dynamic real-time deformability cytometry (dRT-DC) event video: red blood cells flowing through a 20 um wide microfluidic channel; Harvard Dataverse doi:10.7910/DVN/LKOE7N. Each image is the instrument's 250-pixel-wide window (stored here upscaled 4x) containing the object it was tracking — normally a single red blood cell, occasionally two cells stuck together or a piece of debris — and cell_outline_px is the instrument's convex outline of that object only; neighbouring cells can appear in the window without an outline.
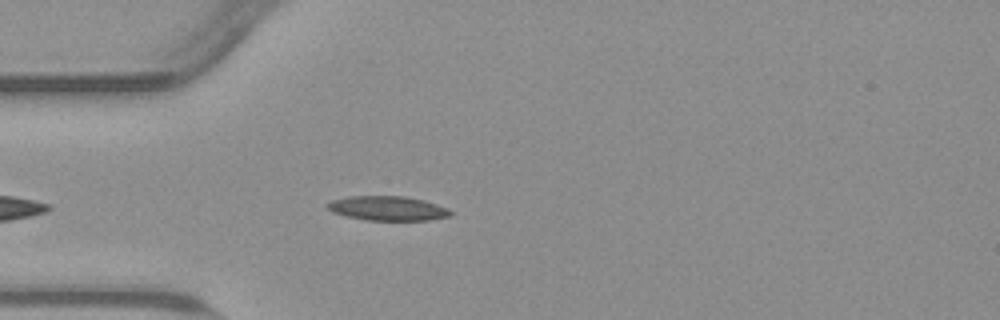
{"species": "common noctule bat (a hibernating species)", "species_latin": "Nyctalus noctula", "temperature_condition": "warm", "stored_images_in_passage": 30, "camera_frame_rate_fps": 3000, "um_per_image_px": 0.085, "animal": {"sex": "male", "body_mass_g": 23.1, "forearm_length_mm": 52.7}, "frame": {"image": 1, "passage_image": 5, "time_ms": 1.333, "image_size_px": [1000, 320], "cell_outline_px": [[452, 212], [448, 216], [428, 220], [364, 220], [332, 212], [328, 208], [328, 204], [332, 200], [348, 196], [404, 196], [436, 204], [448, 208]], "centroid_in_image_um": [32.93, 17.71], "position_along_channel_um": 52.1, "area_um2": 17.22}}
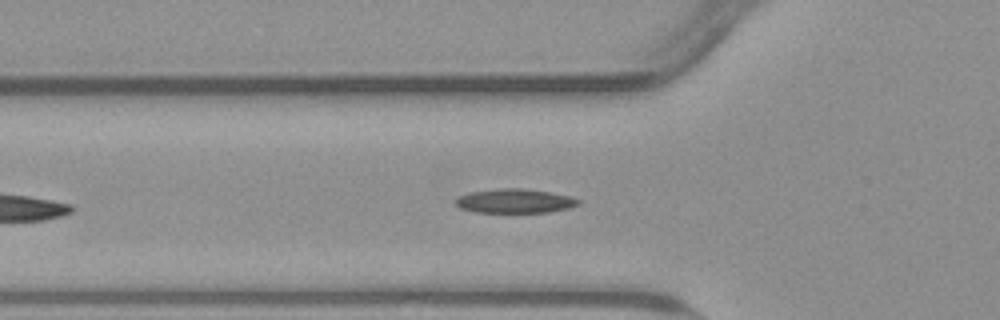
{"frame": {"image": 2, "passage_image": 8, "time_ms": 2.333, "image_size_px": [1000, 320], "cell_outline_px": [[580, 204], [568, 208], [548, 212], [476, 212], [460, 208], [452, 200], [468, 192], [500, 188], [524, 188], [548, 192], [568, 196], [580, 200]], "centroid_in_image_um": [43.71, 17.08], "position_along_channel_um": 82.1, "area_um2": 17.22}}
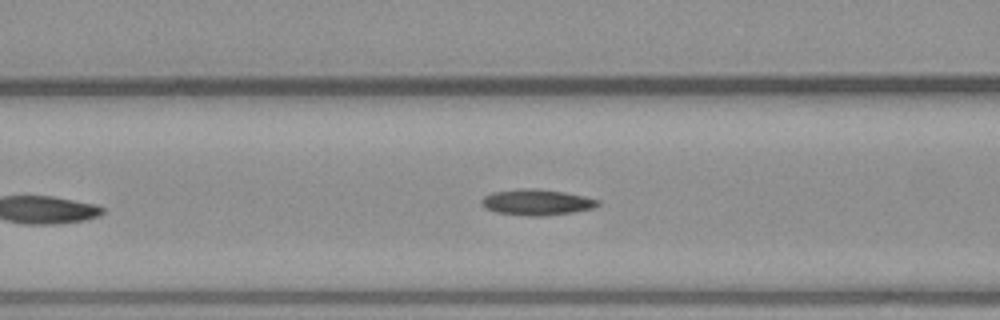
{"frame": {"image": 3, "passage_image": 11, "time_ms": 3.333, "image_size_px": [1000, 320], "cell_outline_px": [[600, 204], [596, 208], [572, 212], [544, 216], [524, 216], [496, 212], [484, 208], [480, 204], [480, 200], [484, 196], [492, 192], [524, 188], [536, 188], [564, 192], [584, 196], [600, 200]], "centroid_in_image_um": [45.61, 17.19], "position_along_channel_um": 121.0, "area_um2": 17.8}}